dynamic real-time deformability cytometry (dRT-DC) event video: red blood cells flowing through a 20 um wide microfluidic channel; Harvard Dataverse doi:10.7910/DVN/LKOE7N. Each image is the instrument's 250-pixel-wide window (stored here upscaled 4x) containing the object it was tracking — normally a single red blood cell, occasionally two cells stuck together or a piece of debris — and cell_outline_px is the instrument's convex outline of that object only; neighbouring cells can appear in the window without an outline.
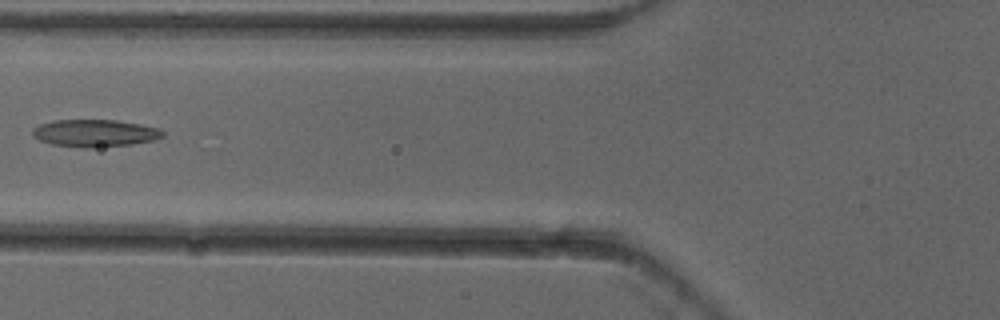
{"species": "common noctule bat (a hibernating species)", "species_latin": "Nyctalus noctula", "temperature_condition": "cold", "stored_images_in_passage": 4, "camera_frame_rate_fps": 3000, "um_per_image_px": 0.085, "animal": {"sex": "female"}, "frame": {"image": 1, "passage_image": 3, "time_ms": 0.667, "image_size_px": [1000, 320], "cell_outline_px": [[164, 136], [152, 140], [132, 144], [92, 148], [88, 148], [52, 144], [40, 140], [32, 136], [32, 128], [40, 124], [52, 120], [116, 120], [140, 124], [160, 128], [164, 132]], "centroid_in_image_um": [8.05, 11.31], "position_along_channel_um": 117.7, "area_um2": 20.75}}
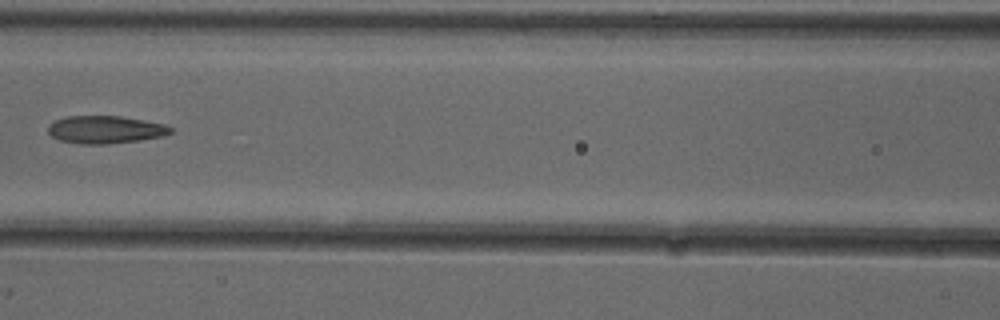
{"frame": {"image": 2, "passage_image": 4, "time_ms": 1.0, "image_size_px": [1000, 320], "cell_outline_px": [[172, 132], [164, 136], [140, 140], [108, 144], [80, 144], [60, 140], [52, 136], [48, 132], [48, 124], [56, 120], [68, 116], [120, 116], [164, 124], [172, 128]], "centroid_in_image_um": [8.95, 11.02], "position_along_channel_um": 157.7, "area_um2": 19.71}}